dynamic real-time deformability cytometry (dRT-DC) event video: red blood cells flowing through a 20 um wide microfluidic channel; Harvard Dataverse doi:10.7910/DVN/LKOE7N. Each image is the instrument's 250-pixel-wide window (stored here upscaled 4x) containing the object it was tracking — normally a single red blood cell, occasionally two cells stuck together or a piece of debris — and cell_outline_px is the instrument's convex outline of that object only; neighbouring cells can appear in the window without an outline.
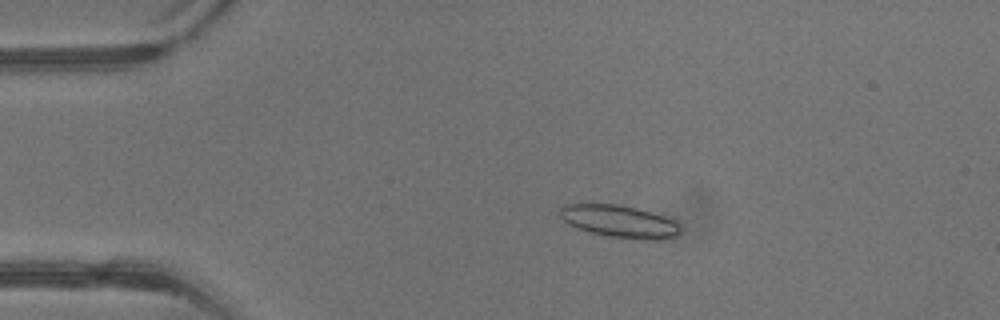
{"species": "common noctule bat (a hibernating species)", "species_latin": "Nyctalus noctula", "temperature_condition": "warm", "stored_images_in_passage": 42, "camera_frame_rate_fps": 3000, "um_per_image_px": 0.085, "animal": {"sex": "male", "body_mass_g": 13.3}, "frame": {"image": 1, "passage_image": 9, "time_ms": 2.667, "image_size_px": [1000, 320], "cell_outline_px": [[680, 232], [676, 236], [664, 240], [644, 240], [608, 236], [588, 232], [568, 224], [560, 216], [560, 208], [564, 204], [620, 204], [636, 208], [676, 220], [680, 224]], "centroid_in_image_um": [52.68, 18.83], "position_along_channel_um": 32.3, "area_um2": 22.89}}
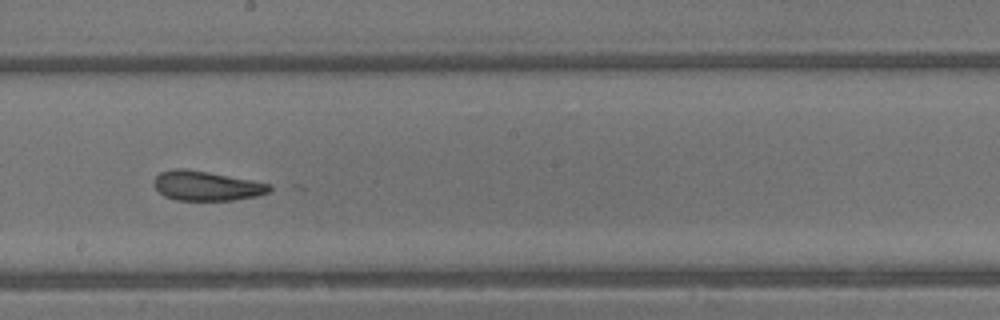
{"frame": {"image": 2, "passage_image": 24, "time_ms": 7.667, "image_size_px": [1000, 320], "cell_outline_px": [[276, 188], [268, 192], [256, 196], [232, 200], [176, 200], [164, 196], [152, 184], [152, 180], [160, 172], [172, 168], [184, 168], [208, 172], [272, 184]], "centroid_in_image_um": [17.54, 15.79], "position_along_channel_um": 230.7, "area_um2": 20.06}}
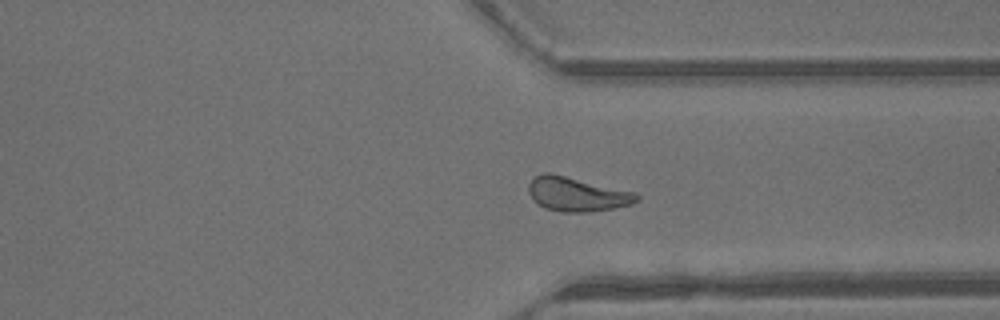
{"frame": {"image": 3, "passage_image": 32, "time_ms": 10.333, "image_size_px": [1000, 320], "cell_outline_px": [[640, 200], [632, 204], [612, 208], [588, 212], [564, 212], [544, 208], [532, 200], [528, 192], [528, 184], [536, 176], [544, 172], [552, 172], [636, 192], [640, 196]], "centroid_in_image_um": [49.04, 16.49], "position_along_channel_um": 362.4, "area_um2": 21.85}, "authors_computed_cell_mechanics": {"area_um2": 21.5305, "velocity_mm_per_s": 4.942, "shape_relaxation_time_tau1_ms": 6.5017, "shape_relaxation_time_tau2_ms": 1.2873, "deformation_change_tau1": 0.2113, "deformation_change_tau2": 0.0947}}